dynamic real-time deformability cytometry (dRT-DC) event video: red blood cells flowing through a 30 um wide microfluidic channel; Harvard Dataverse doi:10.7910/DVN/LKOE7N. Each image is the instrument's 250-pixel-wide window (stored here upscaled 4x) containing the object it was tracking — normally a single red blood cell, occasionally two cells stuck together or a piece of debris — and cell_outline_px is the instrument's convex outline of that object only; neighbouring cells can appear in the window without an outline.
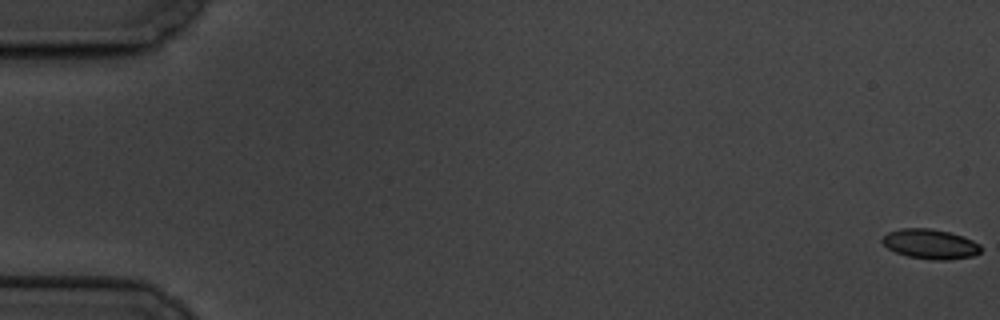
{"species": "common noctule bat (a hibernating species)", "species_latin": "Nyctalus noctula", "temperature_condition": "cold", "stored_images_in_passage": 11, "camera_frame_rate_fps": 3000, "um_per_image_px": 0.085, "animal": {"sex": "male", "body_mass_g": 19.5, "forearm_length_mm": 54.6}, "frame": {"image": 1, "passage_image": 1, "time_ms": 0.0, "image_size_px": [1000, 320], "cell_outline_px": [[980, 252], [972, 256], [948, 260], [932, 260], [908, 256], [896, 252], [888, 248], [880, 240], [888, 232], [900, 228], [928, 228], [948, 232], [972, 240], [980, 244]], "centroid_in_image_um": [79.05, 20.74], "position_along_channel_um": 6.0, "area_um2": 16.94}}
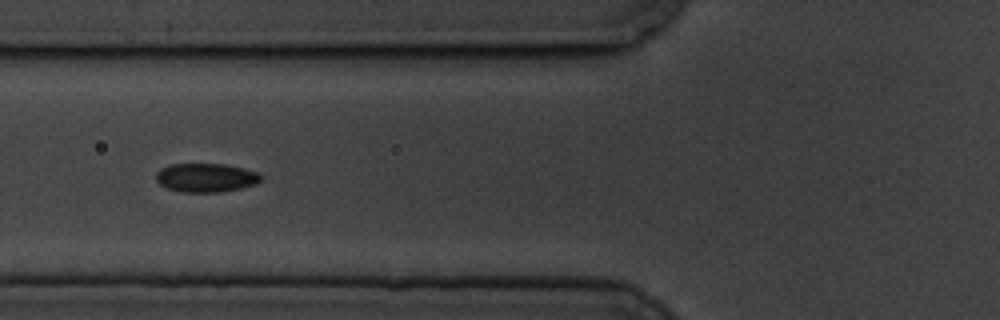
{"frame": {"image": 2, "passage_image": 7, "time_ms": 7.667, "image_size_px": [1000, 320], "cell_outline_px": [[264, 176], [256, 184], [240, 188], [220, 192], [180, 192], [164, 188], [156, 180], [156, 172], [160, 168], [168, 164], [224, 164], [244, 168], [256, 172]], "centroid_in_image_um": [17.47, 15.1], "position_along_channel_um": 108.3, "area_um2": 17.8}}
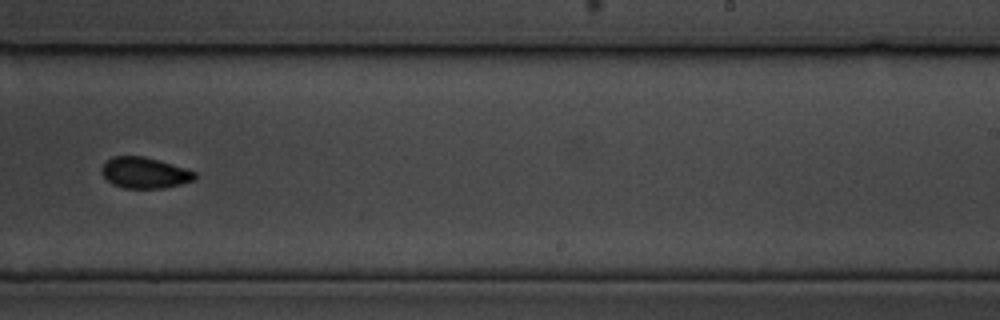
{"frame": {"image": 3, "passage_image": 11, "time_ms": 12.667, "image_size_px": [1000, 320], "cell_outline_px": [[196, 180], [164, 188], [124, 188], [112, 184], [100, 172], [100, 168], [112, 156], [144, 156], [172, 164], [196, 172]], "centroid_in_image_um": [12.29, 14.69], "position_along_channel_um": 276.7, "area_um2": 16.82}}